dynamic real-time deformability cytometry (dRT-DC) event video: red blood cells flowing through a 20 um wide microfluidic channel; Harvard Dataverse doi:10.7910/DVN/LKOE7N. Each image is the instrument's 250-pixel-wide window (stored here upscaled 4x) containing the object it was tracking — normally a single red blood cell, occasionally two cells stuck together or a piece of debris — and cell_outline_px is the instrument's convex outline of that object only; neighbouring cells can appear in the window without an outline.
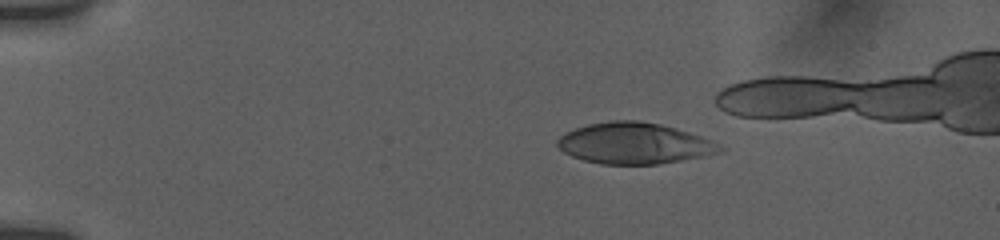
{"species": "human", "species_latin": "Homo sapiens", "temperature_condition": "room temperature", "stored_images_in_passage": 12, "camera_frame_rate_fps": 3000, "um_per_image_px": 0.085, "donor": {"sex": "female"}, "frame": {"image": 1, "passage_image": 6, "time_ms": 3.333, "image_size_px": [1000, 240], "cell_outline_px": [[728, 148], [724, 152], [660, 164], [600, 164], [584, 160], [572, 156], [564, 152], [556, 144], [556, 140], [564, 132], [588, 124], [612, 120], [640, 120], [660, 124], [676, 128], [700, 136], [720, 144]], "centroid_in_image_um": [53.93, 12.18], "position_along_channel_um": 31.1, "area_um2": 39.13}}